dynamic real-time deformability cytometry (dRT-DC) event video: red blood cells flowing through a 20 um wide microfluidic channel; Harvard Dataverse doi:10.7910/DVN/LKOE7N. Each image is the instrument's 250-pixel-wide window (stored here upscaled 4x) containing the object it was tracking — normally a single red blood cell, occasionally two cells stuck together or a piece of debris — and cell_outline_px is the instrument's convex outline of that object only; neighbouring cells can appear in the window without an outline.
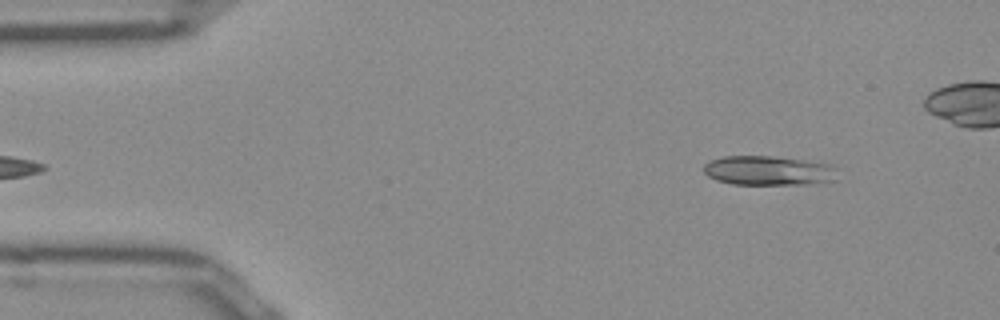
{"species": "Egyptian fruit bat (a non-hibernating species)", "species_latin": "Rousettus aegyptiacus", "temperature_condition": "room temperature", "stored_images_in_passage": 42, "camera_frame_rate_fps": 3000, "um_per_image_px": 0.085, "frame": {"image": 1, "passage_image": 2, "time_ms": 0.333, "image_size_px": [1000, 320], "cell_outline_px": [[836, 180], [808, 184], [732, 184], [716, 180], [708, 176], [704, 172], [704, 164], [708, 160], [724, 156], [772, 156], [804, 160], [832, 164], [836, 168]], "centroid_in_image_um": [65.31, 14.49], "position_along_channel_um": 19.7, "area_um2": 23.06}}
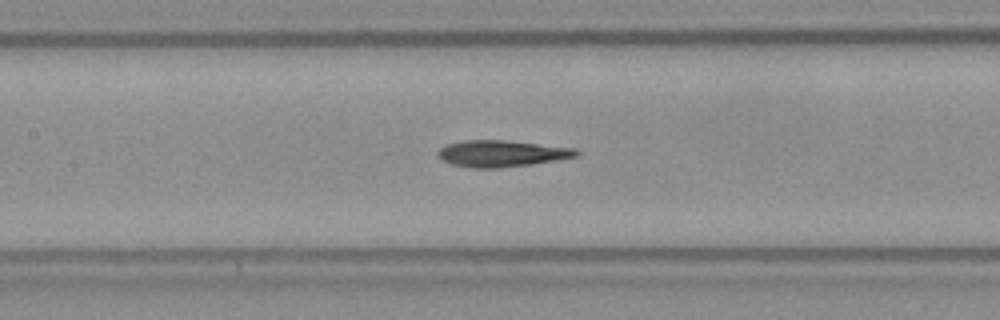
{"frame": {"image": 2, "passage_image": 19, "time_ms": 6.0, "image_size_px": [1000, 320], "cell_outline_px": [[580, 152], [576, 156], [560, 160], [532, 164], [500, 168], [472, 168], [452, 164], [436, 156], [436, 152], [440, 148], [448, 144], [464, 140], [504, 140], [576, 148]], "centroid_in_image_um": [42.65, 13.05], "position_along_channel_um": 164.8, "area_um2": 21.44}}
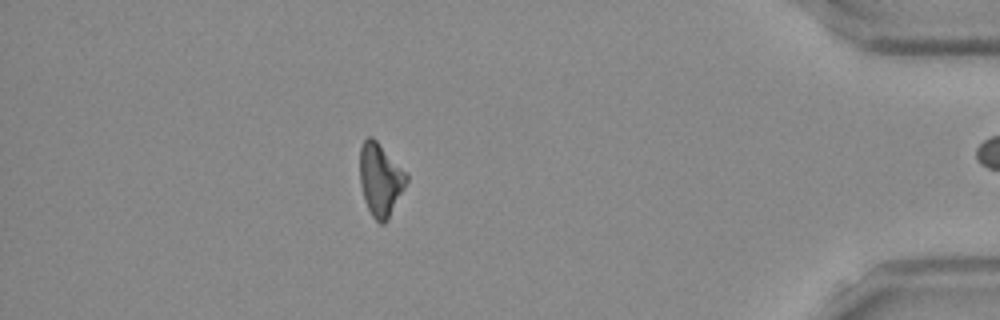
{"frame": {"image": 3, "passage_image": 41, "time_ms": 13.333, "image_size_px": [1000, 320], "cell_outline_px": [[408, 180], [388, 220], [384, 224], [380, 224], [372, 216], [364, 200], [360, 184], [360, 148], [364, 140], [368, 136], [372, 136], [376, 140], [408, 176]], "centroid_in_image_um": [32.31, 15.29], "position_along_channel_um": 402.9, "area_um2": 19.48}}